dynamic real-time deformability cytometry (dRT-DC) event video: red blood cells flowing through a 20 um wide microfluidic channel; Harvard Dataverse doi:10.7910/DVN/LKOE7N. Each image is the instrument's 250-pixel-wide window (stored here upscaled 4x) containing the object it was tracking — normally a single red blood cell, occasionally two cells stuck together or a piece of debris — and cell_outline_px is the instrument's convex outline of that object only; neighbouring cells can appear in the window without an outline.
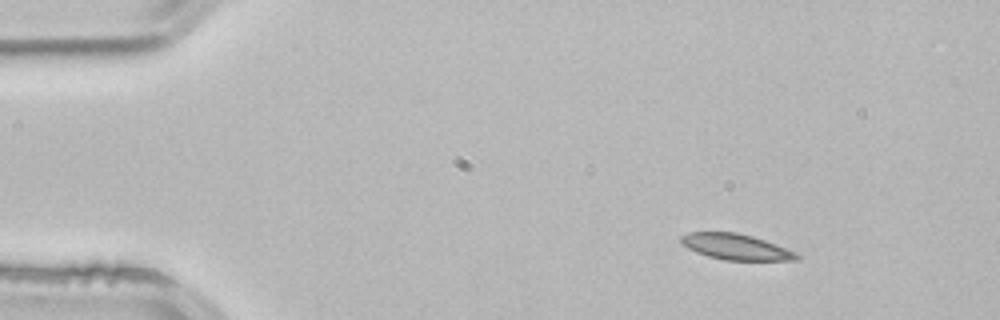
{"species": "common noctule bat (a hibernating species)", "species_latin": "Nyctalus noctula", "temperature_condition": "room temperature", "stored_images_in_passage": 3, "camera_frame_rate_fps": 3000, "um_per_image_px": 0.085, "animal": {"sex": "male", "body_mass_g": 21.5, "forearm_length_mm": 52.0}, "frame": {"image": 1, "passage_image": 1, "time_ms": 0.0, "image_size_px": [1000, 320], "cell_outline_px": [[800, 260], [724, 260], [708, 256], [696, 252], [688, 248], [680, 240], [680, 236], [688, 232], [736, 232], [752, 236], [764, 240], [796, 252], [800, 256]], "centroid_in_image_um": [62.55, 20.98], "position_along_channel_um": 22.5, "area_um2": 17.28}}
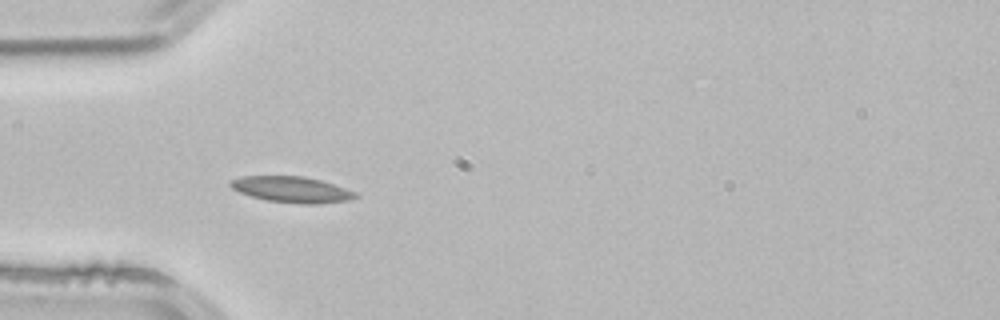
{"frame": {"image": 2, "passage_image": 3, "time_ms": 0.667, "image_size_px": [1000, 320], "cell_outline_px": [[360, 196], [348, 200], [320, 204], [300, 204], [268, 200], [252, 196], [240, 192], [232, 188], [228, 184], [228, 180], [240, 176], [304, 176], [320, 180], [356, 192]], "centroid_in_image_um": [24.78, 16.1], "position_along_channel_um": 60.2, "area_um2": 18.9}}